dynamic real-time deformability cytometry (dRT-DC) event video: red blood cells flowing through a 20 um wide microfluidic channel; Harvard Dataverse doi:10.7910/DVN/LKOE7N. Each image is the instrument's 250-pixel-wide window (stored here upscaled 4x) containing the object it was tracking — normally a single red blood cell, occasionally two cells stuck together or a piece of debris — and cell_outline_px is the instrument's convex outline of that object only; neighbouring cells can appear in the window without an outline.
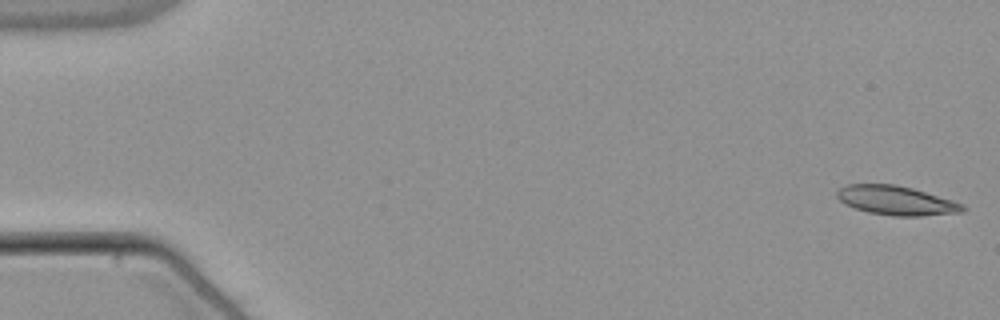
{"species": "common noctule bat (a hibernating species)", "species_latin": "Nyctalus noctula", "temperature_condition": "warm", "stored_images_in_passage": 10, "camera_frame_rate_fps": 3000, "um_per_image_px": 0.085, "animal": {"sex": "male", "body_mass_g": 21.5, "forearm_length_mm": 52.0}, "frame": {"image": 1, "passage_image": 1, "time_ms": 0.0, "image_size_px": [1000, 320], "cell_outline_px": [[968, 208], [964, 212], [920, 216], [892, 216], [868, 212], [856, 208], [840, 200], [836, 196], [836, 192], [840, 188], [848, 184], [896, 184], [912, 188], [952, 200], [964, 204]], "centroid_in_image_um": [76.23, 17.04], "position_along_channel_um": 8.8, "area_um2": 21.33}}